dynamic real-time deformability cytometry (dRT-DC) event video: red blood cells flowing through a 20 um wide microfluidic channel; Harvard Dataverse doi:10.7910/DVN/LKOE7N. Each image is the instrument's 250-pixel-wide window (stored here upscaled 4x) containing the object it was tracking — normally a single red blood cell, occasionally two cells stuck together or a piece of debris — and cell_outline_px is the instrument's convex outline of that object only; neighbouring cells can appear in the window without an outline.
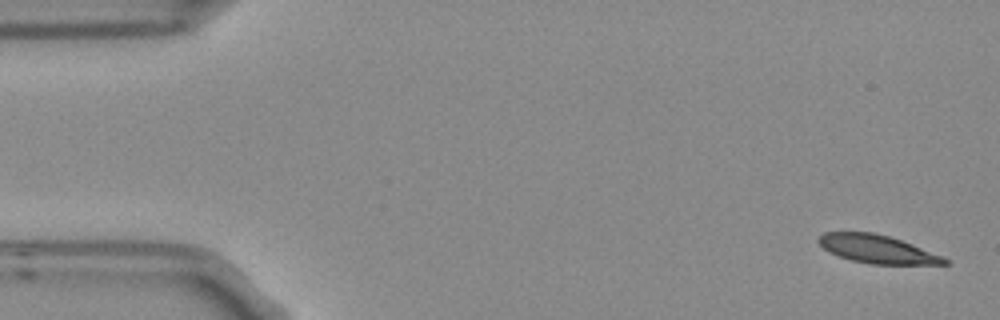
{"species": "Egyptian fruit bat (a non-hibernating species)", "species_latin": "Rousettus aegyptiacus", "temperature_condition": "room temperature", "stored_images_in_passage": 5, "camera_frame_rate_fps": 3000, "um_per_image_px": 0.085, "frame": {"image": 1, "passage_image": 1, "time_ms": 0.0, "image_size_px": [1000, 320], "cell_outline_px": [[948, 264], [872, 264], [852, 260], [828, 252], [816, 240], [824, 232], [872, 232], [888, 236], [912, 244], [944, 256], [948, 260]], "centroid_in_image_um": [74.57, 21.17], "position_along_channel_um": 10.4, "area_um2": 20.52}}